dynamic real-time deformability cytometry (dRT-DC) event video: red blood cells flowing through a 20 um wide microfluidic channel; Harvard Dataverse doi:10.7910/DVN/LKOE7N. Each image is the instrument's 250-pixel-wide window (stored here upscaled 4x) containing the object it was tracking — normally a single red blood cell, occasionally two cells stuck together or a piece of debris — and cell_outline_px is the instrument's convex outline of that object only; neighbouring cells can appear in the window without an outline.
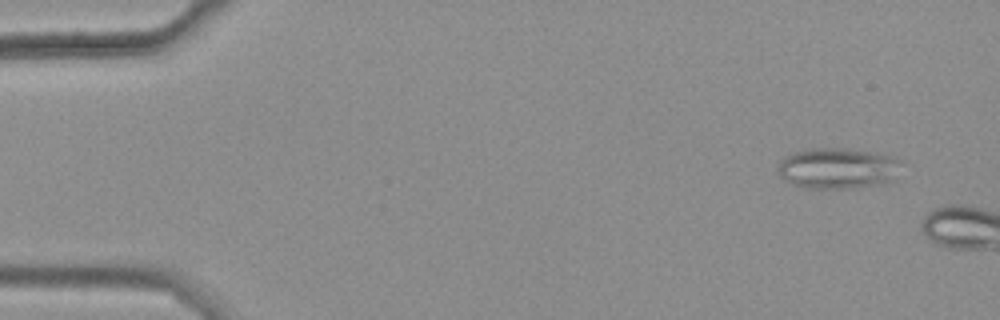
{"species": "common noctule bat (a hibernating species)", "species_latin": "Nyctalus noctula", "temperature_condition": "warm", "stored_images_in_passage": 7, "camera_frame_rate_fps": 3000, "um_per_image_px": 0.085, "animal": {"sex": "female", "body_mass_g": 25.1}, "frame": {"image": 1, "passage_image": 4, "time_ms": 1.0, "image_size_px": [1000, 320], "cell_outline_px": [[904, 164], [896, 180], [880, 184], [860, 188], [804, 188], [792, 184], [784, 180], [780, 176], [776, 168], [784, 156], [796, 152], [812, 148], [840, 148], [876, 152], [896, 156]], "centroid_in_image_um": [71.29, 14.31], "position_along_channel_um": 13.7, "area_um2": 30.17}}